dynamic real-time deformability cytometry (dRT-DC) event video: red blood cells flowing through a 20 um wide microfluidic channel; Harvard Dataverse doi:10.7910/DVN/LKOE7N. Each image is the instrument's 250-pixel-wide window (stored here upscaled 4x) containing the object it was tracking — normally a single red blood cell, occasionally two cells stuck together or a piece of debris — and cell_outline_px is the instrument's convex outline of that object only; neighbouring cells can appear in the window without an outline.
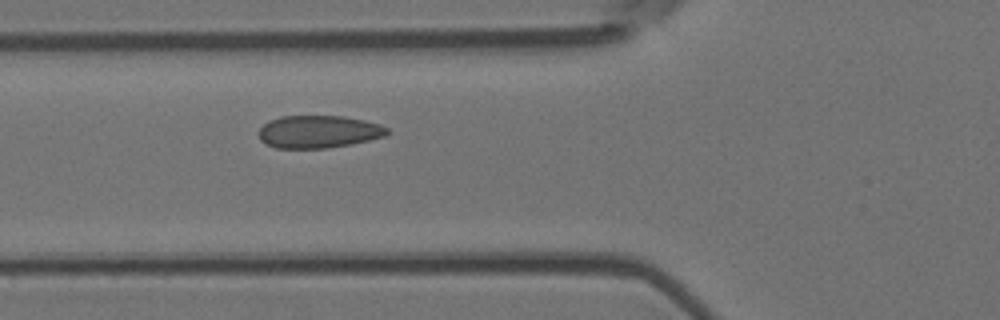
{"species": "Egyptian fruit bat (a non-hibernating species)", "species_latin": "Rousettus aegyptiacus", "temperature_condition": "room temperature", "stored_images_in_passage": 2, "camera_frame_rate_fps": 3000, "um_per_image_px": 0.085, "animal": {"sex": "female"}, "frame": {"image": 1, "passage_image": 2, "time_ms": 0.333, "image_size_px": [1000, 320], "cell_outline_px": [[388, 132], [384, 136], [352, 144], [328, 148], [276, 148], [264, 144], [260, 140], [260, 128], [268, 120], [280, 116], [344, 116], [364, 120], [380, 124], [388, 128]], "centroid_in_image_um": [27.06, 11.19], "position_along_channel_um": 98.7, "area_um2": 24.45}}